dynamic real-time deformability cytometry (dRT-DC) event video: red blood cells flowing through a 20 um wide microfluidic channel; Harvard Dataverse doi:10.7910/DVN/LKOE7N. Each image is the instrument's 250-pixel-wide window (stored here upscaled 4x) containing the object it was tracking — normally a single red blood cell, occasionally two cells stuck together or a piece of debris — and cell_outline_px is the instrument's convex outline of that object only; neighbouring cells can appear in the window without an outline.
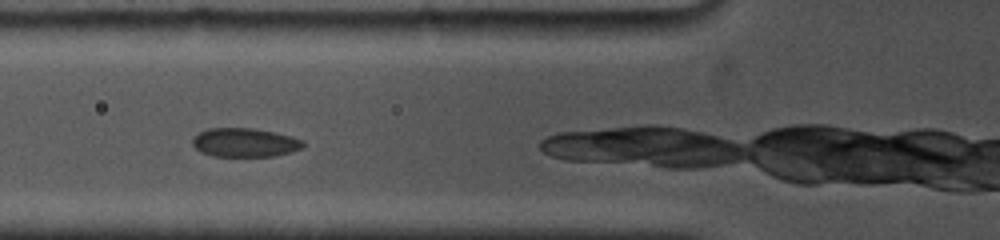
{"species": "common noctule bat (a hibernating species)", "species_latin": "Nyctalus noctula", "temperature_condition": "cold", "stored_images_in_passage": 13, "camera_frame_rate_fps": 5000, "um_per_image_px": 0.085, "animal": {"sex": "female", "body_mass_g": 19.0, "forearm_length_mm": 53.3}, "frame": {"image": 1, "passage_image": 3, "time_ms": 1.2, "image_size_px": [1000, 240], "cell_outline_px": [[304, 144], [300, 148], [292, 152], [272, 156], [212, 156], [200, 152], [192, 144], [192, 136], [208, 128], [252, 128], [292, 136], [304, 140]], "centroid_in_image_um": [20.77, 12.11], "position_along_channel_um": 105.0, "area_um2": 18.61}}